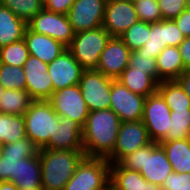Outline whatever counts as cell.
<instances>
[{"mask_svg":"<svg viewBox=\"0 0 190 190\" xmlns=\"http://www.w3.org/2000/svg\"><path fill=\"white\" fill-rule=\"evenodd\" d=\"M120 124L111 109L89 112L82 128L85 157L107 158L114 150Z\"/></svg>","mask_w":190,"mask_h":190,"instance_id":"obj_1","label":"cell"},{"mask_svg":"<svg viewBox=\"0 0 190 190\" xmlns=\"http://www.w3.org/2000/svg\"><path fill=\"white\" fill-rule=\"evenodd\" d=\"M39 157L42 189L63 190L85 155L84 150L61 151L41 148Z\"/></svg>","mask_w":190,"mask_h":190,"instance_id":"obj_2","label":"cell"},{"mask_svg":"<svg viewBox=\"0 0 190 190\" xmlns=\"http://www.w3.org/2000/svg\"><path fill=\"white\" fill-rule=\"evenodd\" d=\"M119 164L125 169L139 171L147 181L161 186L173 172L166 152L159 143L153 141L125 156Z\"/></svg>","mask_w":190,"mask_h":190,"instance_id":"obj_3","label":"cell"},{"mask_svg":"<svg viewBox=\"0 0 190 190\" xmlns=\"http://www.w3.org/2000/svg\"><path fill=\"white\" fill-rule=\"evenodd\" d=\"M26 136L29 137L39 149L44 148L54 136L56 124L60 117L48 100L33 101L23 114Z\"/></svg>","mask_w":190,"mask_h":190,"instance_id":"obj_4","label":"cell"},{"mask_svg":"<svg viewBox=\"0 0 190 190\" xmlns=\"http://www.w3.org/2000/svg\"><path fill=\"white\" fill-rule=\"evenodd\" d=\"M110 166L106 158L84 157L63 190H109Z\"/></svg>","mask_w":190,"mask_h":190,"instance_id":"obj_5","label":"cell"},{"mask_svg":"<svg viewBox=\"0 0 190 190\" xmlns=\"http://www.w3.org/2000/svg\"><path fill=\"white\" fill-rule=\"evenodd\" d=\"M111 35L101 26L74 34L72 43L67 48L84 70L96 69L101 52Z\"/></svg>","mask_w":190,"mask_h":190,"instance_id":"obj_6","label":"cell"},{"mask_svg":"<svg viewBox=\"0 0 190 190\" xmlns=\"http://www.w3.org/2000/svg\"><path fill=\"white\" fill-rule=\"evenodd\" d=\"M112 79L96 69L83 70L79 88L89 112L110 109Z\"/></svg>","mask_w":190,"mask_h":190,"instance_id":"obj_7","label":"cell"},{"mask_svg":"<svg viewBox=\"0 0 190 190\" xmlns=\"http://www.w3.org/2000/svg\"><path fill=\"white\" fill-rule=\"evenodd\" d=\"M151 142L142 120L121 122L114 150L106 159L110 164L119 163L125 156Z\"/></svg>","mask_w":190,"mask_h":190,"instance_id":"obj_8","label":"cell"},{"mask_svg":"<svg viewBox=\"0 0 190 190\" xmlns=\"http://www.w3.org/2000/svg\"><path fill=\"white\" fill-rule=\"evenodd\" d=\"M171 110L162 96L156 92L145 98L142 121L150 139L160 143L170 129Z\"/></svg>","mask_w":190,"mask_h":190,"instance_id":"obj_9","label":"cell"},{"mask_svg":"<svg viewBox=\"0 0 190 190\" xmlns=\"http://www.w3.org/2000/svg\"><path fill=\"white\" fill-rule=\"evenodd\" d=\"M184 39L185 36L173 19H162L161 21L150 23L148 41L136 52L156 59L165 47H178Z\"/></svg>","mask_w":190,"mask_h":190,"instance_id":"obj_10","label":"cell"},{"mask_svg":"<svg viewBox=\"0 0 190 190\" xmlns=\"http://www.w3.org/2000/svg\"><path fill=\"white\" fill-rule=\"evenodd\" d=\"M59 117H66L84 127L89 110L79 84L54 91L48 100Z\"/></svg>","mask_w":190,"mask_h":190,"instance_id":"obj_11","label":"cell"},{"mask_svg":"<svg viewBox=\"0 0 190 190\" xmlns=\"http://www.w3.org/2000/svg\"><path fill=\"white\" fill-rule=\"evenodd\" d=\"M27 26L34 32L47 35L67 48L72 43L74 32L68 16L43 9Z\"/></svg>","mask_w":190,"mask_h":190,"instance_id":"obj_12","label":"cell"},{"mask_svg":"<svg viewBox=\"0 0 190 190\" xmlns=\"http://www.w3.org/2000/svg\"><path fill=\"white\" fill-rule=\"evenodd\" d=\"M145 98L131 92L120 81L112 79L110 109L121 122L142 120Z\"/></svg>","mask_w":190,"mask_h":190,"instance_id":"obj_13","label":"cell"},{"mask_svg":"<svg viewBox=\"0 0 190 190\" xmlns=\"http://www.w3.org/2000/svg\"><path fill=\"white\" fill-rule=\"evenodd\" d=\"M106 0H75L67 14L73 32L102 26Z\"/></svg>","mask_w":190,"mask_h":190,"instance_id":"obj_14","label":"cell"},{"mask_svg":"<svg viewBox=\"0 0 190 190\" xmlns=\"http://www.w3.org/2000/svg\"><path fill=\"white\" fill-rule=\"evenodd\" d=\"M39 150V147L29 137L2 145L0 152V182H12L16 178V168L20 159L34 157L39 154Z\"/></svg>","mask_w":190,"mask_h":190,"instance_id":"obj_15","label":"cell"},{"mask_svg":"<svg viewBox=\"0 0 190 190\" xmlns=\"http://www.w3.org/2000/svg\"><path fill=\"white\" fill-rule=\"evenodd\" d=\"M139 21L134 2H106L102 27L111 37H120L127 29Z\"/></svg>","mask_w":190,"mask_h":190,"instance_id":"obj_16","label":"cell"},{"mask_svg":"<svg viewBox=\"0 0 190 190\" xmlns=\"http://www.w3.org/2000/svg\"><path fill=\"white\" fill-rule=\"evenodd\" d=\"M131 50L120 37H110L105 49L101 52L96 70L105 76L117 80L128 67Z\"/></svg>","mask_w":190,"mask_h":190,"instance_id":"obj_17","label":"cell"},{"mask_svg":"<svg viewBox=\"0 0 190 190\" xmlns=\"http://www.w3.org/2000/svg\"><path fill=\"white\" fill-rule=\"evenodd\" d=\"M81 65L67 49L59 57L48 63L53 91L79 84L83 72Z\"/></svg>","mask_w":190,"mask_h":190,"instance_id":"obj_18","label":"cell"},{"mask_svg":"<svg viewBox=\"0 0 190 190\" xmlns=\"http://www.w3.org/2000/svg\"><path fill=\"white\" fill-rule=\"evenodd\" d=\"M52 150H84L82 127L72 119L60 117L53 138L44 147Z\"/></svg>","mask_w":190,"mask_h":190,"instance_id":"obj_19","label":"cell"},{"mask_svg":"<svg viewBox=\"0 0 190 190\" xmlns=\"http://www.w3.org/2000/svg\"><path fill=\"white\" fill-rule=\"evenodd\" d=\"M29 55L39 58L45 63H50L59 57L67 47L53 38L32 31L28 26L24 32Z\"/></svg>","mask_w":190,"mask_h":190,"instance_id":"obj_20","label":"cell"},{"mask_svg":"<svg viewBox=\"0 0 190 190\" xmlns=\"http://www.w3.org/2000/svg\"><path fill=\"white\" fill-rule=\"evenodd\" d=\"M109 190H163V188L147 181L139 171H131L115 163L110 166Z\"/></svg>","mask_w":190,"mask_h":190,"instance_id":"obj_21","label":"cell"},{"mask_svg":"<svg viewBox=\"0 0 190 190\" xmlns=\"http://www.w3.org/2000/svg\"><path fill=\"white\" fill-rule=\"evenodd\" d=\"M21 190L42 188L41 160L39 154L20 159L16 168V178L12 181Z\"/></svg>","mask_w":190,"mask_h":190,"instance_id":"obj_22","label":"cell"},{"mask_svg":"<svg viewBox=\"0 0 190 190\" xmlns=\"http://www.w3.org/2000/svg\"><path fill=\"white\" fill-rule=\"evenodd\" d=\"M159 83L176 80L185 70L178 47L167 46L156 57Z\"/></svg>","mask_w":190,"mask_h":190,"instance_id":"obj_23","label":"cell"},{"mask_svg":"<svg viewBox=\"0 0 190 190\" xmlns=\"http://www.w3.org/2000/svg\"><path fill=\"white\" fill-rule=\"evenodd\" d=\"M27 24L0 3V48L24 38Z\"/></svg>","mask_w":190,"mask_h":190,"instance_id":"obj_24","label":"cell"},{"mask_svg":"<svg viewBox=\"0 0 190 190\" xmlns=\"http://www.w3.org/2000/svg\"><path fill=\"white\" fill-rule=\"evenodd\" d=\"M166 152L173 172L190 173V138L159 143Z\"/></svg>","mask_w":190,"mask_h":190,"instance_id":"obj_25","label":"cell"},{"mask_svg":"<svg viewBox=\"0 0 190 190\" xmlns=\"http://www.w3.org/2000/svg\"><path fill=\"white\" fill-rule=\"evenodd\" d=\"M131 92L148 97L157 92L158 83L146 71L127 67L117 79Z\"/></svg>","mask_w":190,"mask_h":190,"instance_id":"obj_26","label":"cell"},{"mask_svg":"<svg viewBox=\"0 0 190 190\" xmlns=\"http://www.w3.org/2000/svg\"><path fill=\"white\" fill-rule=\"evenodd\" d=\"M33 101L26 90L5 89L0 95V113L23 116Z\"/></svg>","mask_w":190,"mask_h":190,"instance_id":"obj_27","label":"cell"},{"mask_svg":"<svg viewBox=\"0 0 190 190\" xmlns=\"http://www.w3.org/2000/svg\"><path fill=\"white\" fill-rule=\"evenodd\" d=\"M157 92L171 111L190 110V99L176 80L162 81L158 84Z\"/></svg>","mask_w":190,"mask_h":190,"instance_id":"obj_28","label":"cell"},{"mask_svg":"<svg viewBox=\"0 0 190 190\" xmlns=\"http://www.w3.org/2000/svg\"><path fill=\"white\" fill-rule=\"evenodd\" d=\"M25 137L27 136L23 116L0 113V143L2 145Z\"/></svg>","mask_w":190,"mask_h":190,"instance_id":"obj_29","label":"cell"},{"mask_svg":"<svg viewBox=\"0 0 190 190\" xmlns=\"http://www.w3.org/2000/svg\"><path fill=\"white\" fill-rule=\"evenodd\" d=\"M0 3L26 24L44 9L42 0H0Z\"/></svg>","mask_w":190,"mask_h":190,"instance_id":"obj_30","label":"cell"},{"mask_svg":"<svg viewBox=\"0 0 190 190\" xmlns=\"http://www.w3.org/2000/svg\"><path fill=\"white\" fill-rule=\"evenodd\" d=\"M170 116V129L162 141L190 138V110H174Z\"/></svg>","mask_w":190,"mask_h":190,"instance_id":"obj_31","label":"cell"},{"mask_svg":"<svg viewBox=\"0 0 190 190\" xmlns=\"http://www.w3.org/2000/svg\"><path fill=\"white\" fill-rule=\"evenodd\" d=\"M28 57L29 51L24 39L0 48V63L23 67Z\"/></svg>","mask_w":190,"mask_h":190,"instance_id":"obj_32","label":"cell"},{"mask_svg":"<svg viewBox=\"0 0 190 190\" xmlns=\"http://www.w3.org/2000/svg\"><path fill=\"white\" fill-rule=\"evenodd\" d=\"M148 33H150V23L138 21L127 29L120 38L131 51H136L148 41Z\"/></svg>","mask_w":190,"mask_h":190,"instance_id":"obj_33","label":"cell"},{"mask_svg":"<svg viewBox=\"0 0 190 190\" xmlns=\"http://www.w3.org/2000/svg\"><path fill=\"white\" fill-rule=\"evenodd\" d=\"M0 82L5 89L26 90L23 67L0 63Z\"/></svg>","mask_w":190,"mask_h":190,"instance_id":"obj_34","label":"cell"},{"mask_svg":"<svg viewBox=\"0 0 190 190\" xmlns=\"http://www.w3.org/2000/svg\"><path fill=\"white\" fill-rule=\"evenodd\" d=\"M26 91L31 98L36 100H49L53 94V85L50 75L25 77Z\"/></svg>","mask_w":190,"mask_h":190,"instance_id":"obj_35","label":"cell"},{"mask_svg":"<svg viewBox=\"0 0 190 190\" xmlns=\"http://www.w3.org/2000/svg\"><path fill=\"white\" fill-rule=\"evenodd\" d=\"M139 21L154 23L162 20L157 0H134Z\"/></svg>","mask_w":190,"mask_h":190,"instance_id":"obj_36","label":"cell"},{"mask_svg":"<svg viewBox=\"0 0 190 190\" xmlns=\"http://www.w3.org/2000/svg\"><path fill=\"white\" fill-rule=\"evenodd\" d=\"M128 66L135 68V70L146 71V74H149L159 84L156 59L152 58V56L131 51Z\"/></svg>","mask_w":190,"mask_h":190,"instance_id":"obj_37","label":"cell"},{"mask_svg":"<svg viewBox=\"0 0 190 190\" xmlns=\"http://www.w3.org/2000/svg\"><path fill=\"white\" fill-rule=\"evenodd\" d=\"M162 19H174L186 9V0H157Z\"/></svg>","mask_w":190,"mask_h":190,"instance_id":"obj_38","label":"cell"},{"mask_svg":"<svg viewBox=\"0 0 190 190\" xmlns=\"http://www.w3.org/2000/svg\"><path fill=\"white\" fill-rule=\"evenodd\" d=\"M163 190H190V173L169 174L163 184Z\"/></svg>","mask_w":190,"mask_h":190,"instance_id":"obj_39","label":"cell"},{"mask_svg":"<svg viewBox=\"0 0 190 190\" xmlns=\"http://www.w3.org/2000/svg\"><path fill=\"white\" fill-rule=\"evenodd\" d=\"M25 77H37L48 75V64L39 58L29 55L23 65Z\"/></svg>","mask_w":190,"mask_h":190,"instance_id":"obj_40","label":"cell"},{"mask_svg":"<svg viewBox=\"0 0 190 190\" xmlns=\"http://www.w3.org/2000/svg\"><path fill=\"white\" fill-rule=\"evenodd\" d=\"M75 0H47L44 9L57 14L67 15Z\"/></svg>","mask_w":190,"mask_h":190,"instance_id":"obj_41","label":"cell"},{"mask_svg":"<svg viewBox=\"0 0 190 190\" xmlns=\"http://www.w3.org/2000/svg\"><path fill=\"white\" fill-rule=\"evenodd\" d=\"M185 37H190V11L185 9L173 19Z\"/></svg>","mask_w":190,"mask_h":190,"instance_id":"obj_42","label":"cell"},{"mask_svg":"<svg viewBox=\"0 0 190 190\" xmlns=\"http://www.w3.org/2000/svg\"><path fill=\"white\" fill-rule=\"evenodd\" d=\"M182 62L186 69H190V37H185V39L178 46Z\"/></svg>","mask_w":190,"mask_h":190,"instance_id":"obj_43","label":"cell"},{"mask_svg":"<svg viewBox=\"0 0 190 190\" xmlns=\"http://www.w3.org/2000/svg\"><path fill=\"white\" fill-rule=\"evenodd\" d=\"M176 81L183 88L184 92L190 99V69H186L177 79Z\"/></svg>","mask_w":190,"mask_h":190,"instance_id":"obj_44","label":"cell"},{"mask_svg":"<svg viewBox=\"0 0 190 190\" xmlns=\"http://www.w3.org/2000/svg\"><path fill=\"white\" fill-rule=\"evenodd\" d=\"M0 190H19V188L12 182H0Z\"/></svg>","mask_w":190,"mask_h":190,"instance_id":"obj_45","label":"cell"},{"mask_svg":"<svg viewBox=\"0 0 190 190\" xmlns=\"http://www.w3.org/2000/svg\"><path fill=\"white\" fill-rule=\"evenodd\" d=\"M186 9L190 11V0H186Z\"/></svg>","mask_w":190,"mask_h":190,"instance_id":"obj_46","label":"cell"},{"mask_svg":"<svg viewBox=\"0 0 190 190\" xmlns=\"http://www.w3.org/2000/svg\"><path fill=\"white\" fill-rule=\"evenodd\" d=\"M5 90L4 86L0 82V95L3 94V91Z\"/></svg>","mask_w":190,"mask_h":190,"instance_id":"obj_47","label":"cell"},{"mask_svg":"<svg viewBox=\"0 0 190 190\" xmlns=\"http://www.w3.org/2000/svg\"><path fill=\"white\" fill-rule=\"evenodd\" d=\"M107 2H112V1H130V2H134V0H106Z\"/></svg>","mask_w":190,"mask_h":190,"instance_id":"obj_48","label":"cell"}]
</instances>
